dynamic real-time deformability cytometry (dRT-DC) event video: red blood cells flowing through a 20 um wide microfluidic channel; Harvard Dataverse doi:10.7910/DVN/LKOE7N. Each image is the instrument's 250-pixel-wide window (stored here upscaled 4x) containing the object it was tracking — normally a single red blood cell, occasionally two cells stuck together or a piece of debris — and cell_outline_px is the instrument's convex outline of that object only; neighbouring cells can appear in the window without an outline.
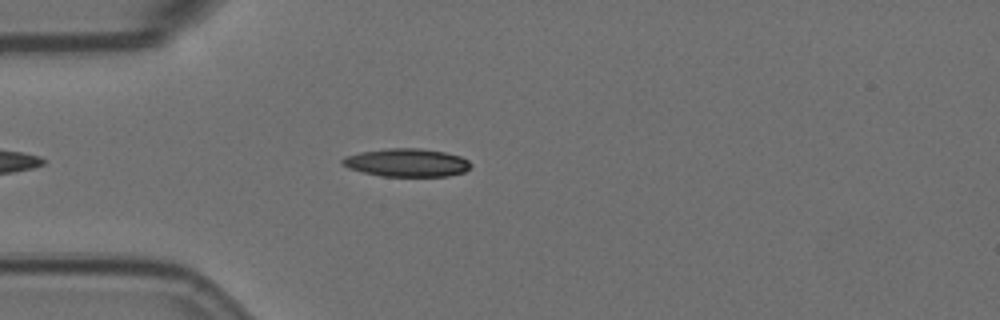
{"species": "Egyptian fruit bat (a non-hibernating species)", "species_latin": "Rousettus aegyptiacus", "temperature_condition": "room temperature", "stored_images_in_passage": 22, "camera_frame_rate_fps": 3000, "um_per_image_px": 0.085, "animal": {"sex": "female"}, "frame": {"image": 1, "passage_image": 7, "time_ms": 2.0, "image_size_px": [1000, 320], "cell_outline_px": [[472, 164], [464, 172], [448, 176], [380, 176], [348, 168], [340, 160], [344, 156], [360, 152], [384, 148], [420, 148], [444, 152], [460, 156], [468, 160]], "centroid_in_image_um": [34.56, 13.82], "position_along_channel_um": 50.4, "area_um2": 21.04}}
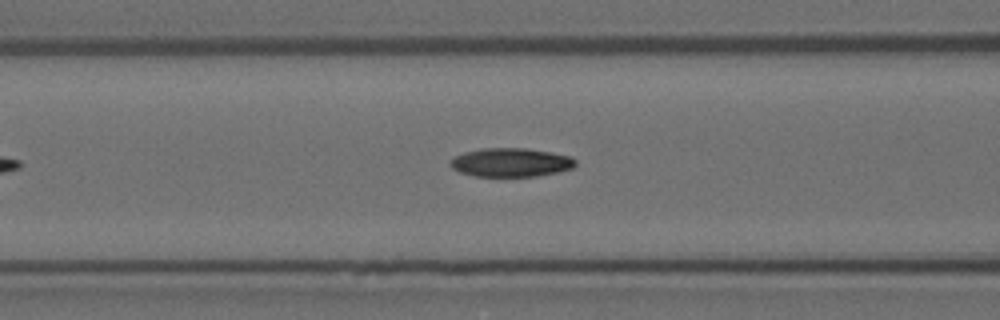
{"frame": {"image": 2, "passage_image": 14, "time_ms": 4.333, "image_size_px": [1000, 320], "cell_outline_px": [[576, 164], [572, 168], [560, 172], [536, 176], [472, 176], [460, 172], [452, 168], [452, 160], [456, 156], [464, 152], [480, 148], [528, 148], [552, 152], [572, 156], [576, 160]], "centroid_in_image_um": [43.48, 13.8], "position_along_channel_um": 123.1, "area_um2": 21.04}}
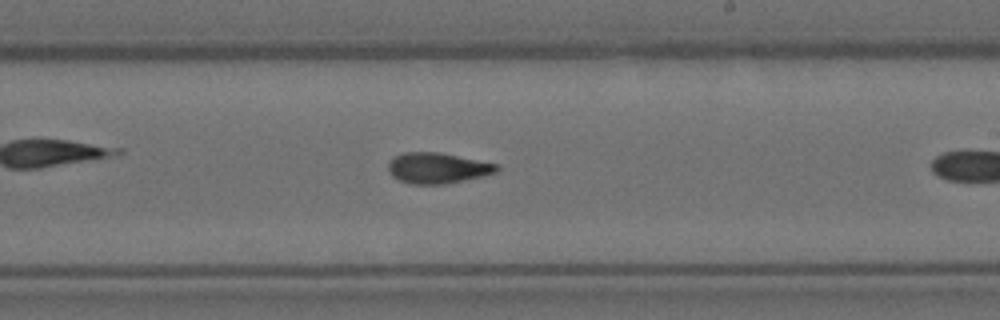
{"frame": {"image": 3, "passage_image": 21, "time_ms": 6.667, "image_size_px": [1000, 320], "cell_outline_px": [[500, 168], [496, 172], [464, 180], [444, 184], [412, 184], [400, 180], [392, 176], [388, 172], [388, 164], [392, 156], [404, 152], [436, 152], [500, 164]], "centroid_in_image_um": [37.16, 14.28], "position_along_channel_um": 251.8, "area_um2": 19.36}}